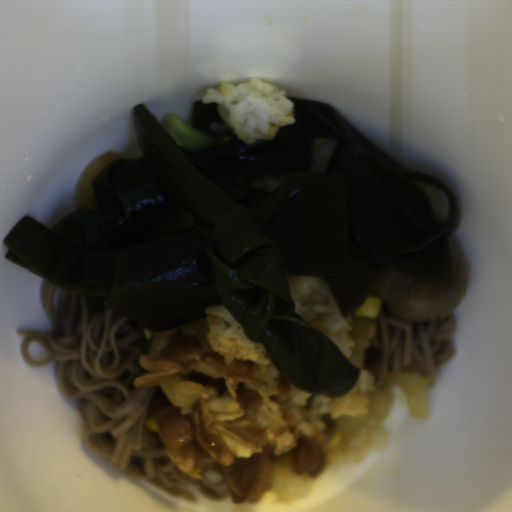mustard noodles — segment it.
<instances>
[{
  "instance_id": "0af2e427",
  "label": "mustard noodles",
  "mask_w": 512,
  "mask_h": 512,
  "mask_svg": "<svg viewBox=\"0 0 512 512\" xmlns=\"http://www.w3.org/2000/svg\"><path fill=\"white\" fill-rule=\"evenodd\" d=\"M42 306L50 330H17L24 337L20 355L39 369L52 363L60 395L76 401L84 418L83 440L92 454L164 494L196 503L188 487L216 503L230 497L218 464L208 463L201 477L180 472L159 433L147 428L161 386L136 388L151 371L140 364L151 348L153 331L104 306L106 296L58 287L43 278ZM38 341L50 350L41 362L27 347Z\"/></svg>"
},
{
  "instance_id": "7f7daa86",
  "label": "mustard noodles",
  "mask_w": 512,
  "mask_h": 512,
  "mask_svg": "<svg viewBox=\"0 0 512 512\" xmlns=\"http://www.w3.org/2000/svg\"><path fill=\"white\" fill-rule=\"evenodd\" d=\"M370 321L377 328L363 352L362 370L369 371L376 390L392 373H413L425 391L433 388L437 369L455 353L451 311L437 321H409L388 313L380 299L379 312Z\"/></svg>"
},
{
  "instance_id": "964a15a8",
  "label": "mustard noodles",
  "mask_w": 512,
  "mask_h": 512,
  "mask_svg": "<svg viewBox=\"0 0 512 512\" xmlns=\"http://www.w3.org/2000/svg\"><path fill=\"white\" fill-rule=\"evenodd\" d=\"M367 297H379L375 288L369 292L368 296ZM380 298V297H379Z\"/></svg>"
}]
</instances>
